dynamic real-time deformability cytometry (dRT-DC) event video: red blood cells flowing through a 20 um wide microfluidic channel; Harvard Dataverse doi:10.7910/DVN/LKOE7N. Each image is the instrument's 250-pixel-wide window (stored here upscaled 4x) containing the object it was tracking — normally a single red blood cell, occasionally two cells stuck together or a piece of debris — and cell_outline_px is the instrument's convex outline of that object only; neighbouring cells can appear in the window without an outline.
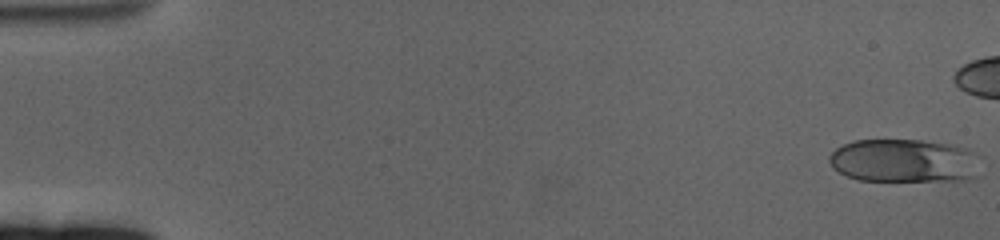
{"species": "human", "species_latin": "Homo sapiens", "temperature_condition": "cold", "stored_images_in_passage": 51, "camera_frame_rate_fps": 3000, "um_per_image_px": 0.085, "donor": {"sex": "female"}, "frame": {"image": 1, "passage_image": 1, "time_ms": 0.0, "image_size_px": [1000, 240], "cell_outline_px": [[980, 176], [968, 180], [860, 180], [848, 176], [832, 168], [828, 160], [828, 156], [836, 148], [844, 144], [856, 140], [920, 140], [952, 144], [968, 148], [976, 152], [980, 156]], "centroid_in_image_um": [76.94, 13.66], "position_along_channel_um": 8.1, "area_um2": 38.84}}
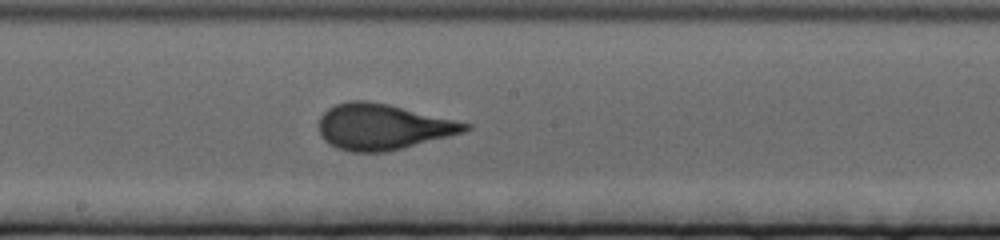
{"frame": {"image": 2, "passage_image": 34, "time_ms": 11.0, "image_size_px": [1000, 240], "cell_outline_px": [[472, 128], [464, 132], [384, 152], [352, 152], [336, 148], [328, 144], [320, 136], [320, 116], [328, 108], [336, 104], [348, 100], [364, 100], [388, 104], [472, 124]], "centroid_in_image_um": [32.49, 10.77], "position_along_channel_um": 215.7, "area_um2": 38.73}}
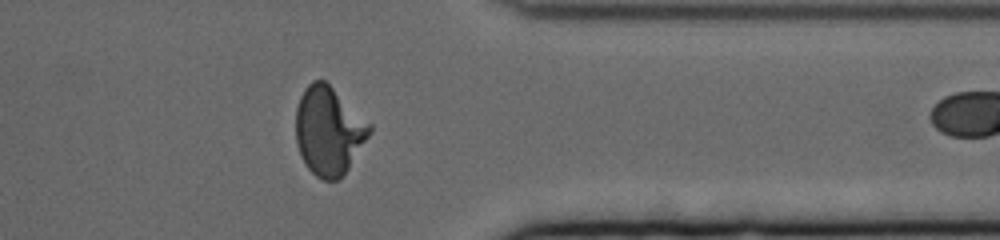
{"frame": {"image": 3, "passage_image": 50, "time_ms": 16.333, "image_size_px": [1000, 240], "cell_outline_px": [[372, 132], [344, 176], [336, 180], [324, 180], [316, 176], [308, 168], [300, 156], [296, 144], [296, 108], [300, 96], [304, 88], [312, 80], [324, 80], [372, 124]], "centroid_in_image_um": [27.95, 11.13], "position_along_channel_um": 383.5, "area_um2": 38.21}}